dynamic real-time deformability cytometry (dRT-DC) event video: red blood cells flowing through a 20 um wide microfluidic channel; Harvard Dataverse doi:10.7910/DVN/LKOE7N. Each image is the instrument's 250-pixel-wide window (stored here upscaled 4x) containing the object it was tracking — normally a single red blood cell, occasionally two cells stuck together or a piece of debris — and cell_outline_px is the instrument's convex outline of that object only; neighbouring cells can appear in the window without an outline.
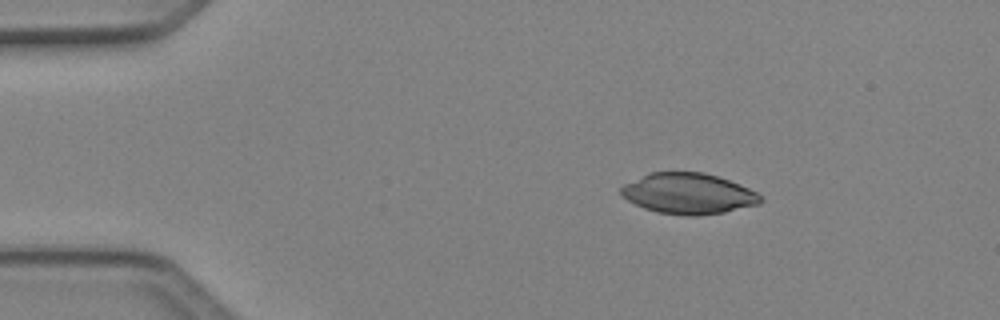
{"species": "Egyptian fruit bat (a non-hibernating species)", "species_latin": "Rousettus aegyptiacus", "temperature_condition": "cold", "stored_images_in_passage": 4, "camera_frame_rate_fps": 3000, "um_per_image_px": 0.085, "animal": {"sex": "female"}, "frame": {"image": 1, "passage_image": 2, "time_ms": 0.333, "image_size_px": [1000, 320], "cell_outline_px": [[764, 200], [760, 204], [724, 212], [696, 216], [688, 216], [656, 212], [644, 208], [620, 196], [620, 188], [624, 184], [648, 172], [704, 172], [740, 184], [756, 192]], "centroid_in_image_um": [58.49, 16.45], "position_along_channel_um": 26.5, "area_um2": 33.23}}
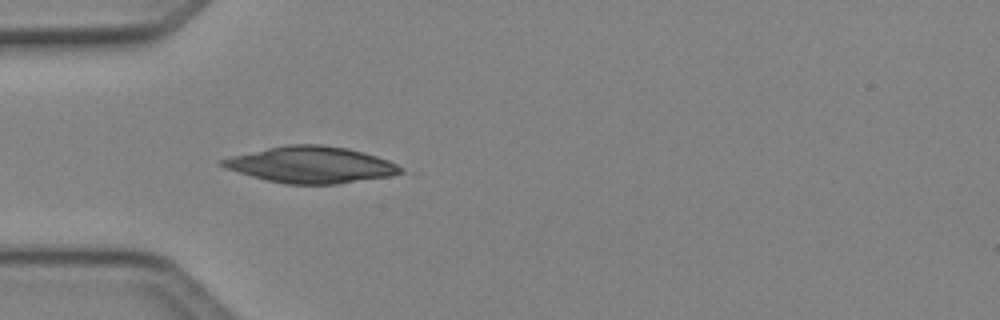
{"frame": {"image": 2, "passage_image": 4, "time_ms": 1.0, "image_size_px": [1000, 320], "cell_outline_px": [[404, 172], [392, 176], [336, 184], [284, 184], [252, 176], [224, 168], [216, 164], [220, 160], [232, 156], [268, 148], [288, 144], [320, 144], [348, 148], [376, 156], [388, 160], [404, 168]], "centroid_in_image_um": [26.44, 14.01], "position_along_channel_um": 58.6, "area_um2": 37.8}}